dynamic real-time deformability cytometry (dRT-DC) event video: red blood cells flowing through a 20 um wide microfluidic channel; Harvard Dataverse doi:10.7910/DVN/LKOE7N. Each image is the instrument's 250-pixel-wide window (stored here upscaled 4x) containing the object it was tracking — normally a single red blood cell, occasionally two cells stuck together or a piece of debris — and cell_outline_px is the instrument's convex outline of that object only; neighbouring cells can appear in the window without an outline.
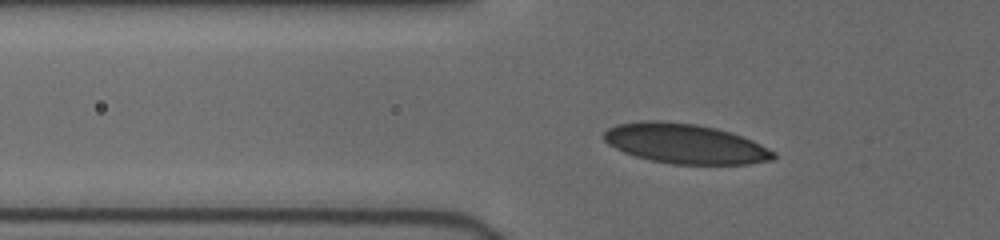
{"species": "human", "species_latin": "Homo sapiens", "temperature_condition": "cold", "stored_images_in_passage": 8, "camera_frame_rate_fps": 3000, "um_per_image_px": 0.085, "donor": {"sex": "female"}, "frame": {"image": 1, "passage_image": 7, "time_ms": 3.333, "image_size_px": [1000, 240], "cell_outline_px": [[776, 160], [748, 164], [672, 164], [652, 160], [636, 156], [624, 152], [608, 144], [604, 140], [604, 132], [608, 128], [616, 124], [648, 120], [660, 120], [696, 124], [716, 128], [752, 140], [776, 152]], "centroid_in_image_um": [58.25, 12.21], "position_along_channel_um": 67.5, "area_um2": 39.3}}
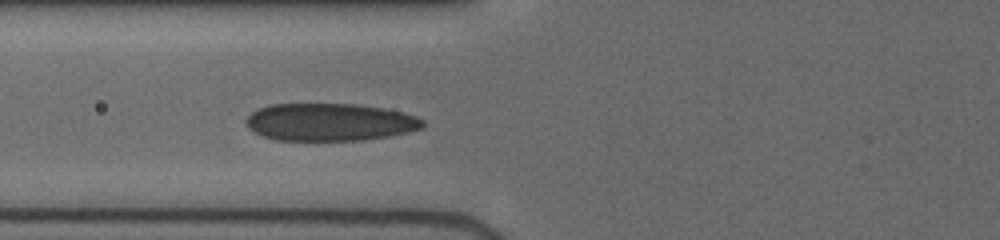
{"frame": {"image": 2, "passage_image": 8, "time_ms": 4.333, "image_size_px": [1000, 240], "cell_outline_px": [[424, 128], [408, 132], [388, 136], [360, 140], [276, 140], [264, 136], [248, 128], [244, 124], [244, 120], [252, 112], [260, 108], [272, 104], [356, 104], [384, 108], [416, 116], [424, 120]], "centroid_in_image_um": [28.03, 10.38], "position_along_channel_um": 97.8, "area_um2": 38.61}}